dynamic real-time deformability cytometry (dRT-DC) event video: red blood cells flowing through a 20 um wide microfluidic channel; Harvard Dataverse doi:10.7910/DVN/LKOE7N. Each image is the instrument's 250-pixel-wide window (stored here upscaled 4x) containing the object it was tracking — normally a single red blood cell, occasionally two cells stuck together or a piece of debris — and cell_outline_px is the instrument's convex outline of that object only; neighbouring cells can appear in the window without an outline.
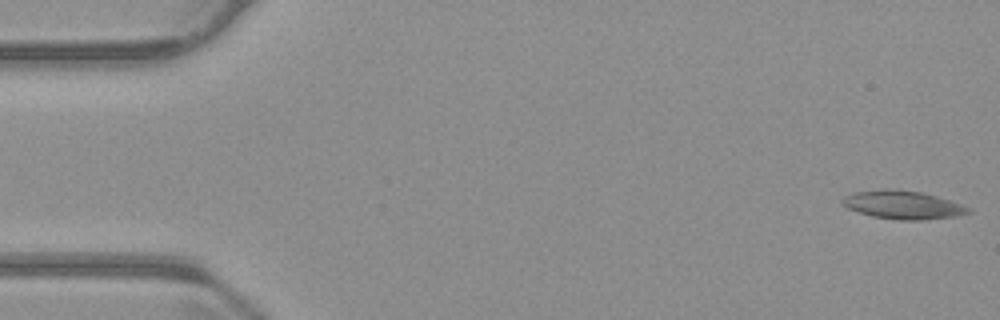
{"species": "common noctule bat (a hibernating species)", "species_latin": "Nyctalus noctula", "temperature_condition": "warm", "stored_images_in_passage": 55, "camera_frame_rate_fps": 3000, "um_per_image_px": 0.085, "animal": {"sex": "male", "body_mass_g": 23.1, "forearm_length_mm": 52.7}, "frame": {"image": 1, "passage_image": 1, "time_ms": 0.0, "image_size_px": [1000, 320], "cell_outline_px": [[972, 212], [956, 216], [924, 220], [900, 220], [872, 216], [848, 208], [840, 204], [840, 200], [844, 196], [856, 192], [884, 188], [920, 192], [936, 196], [972, 208]], "centroid_in_image_um": [76.73, 17.42], "position_along_channel_um": 8.3, "area_um2": 20.69}}
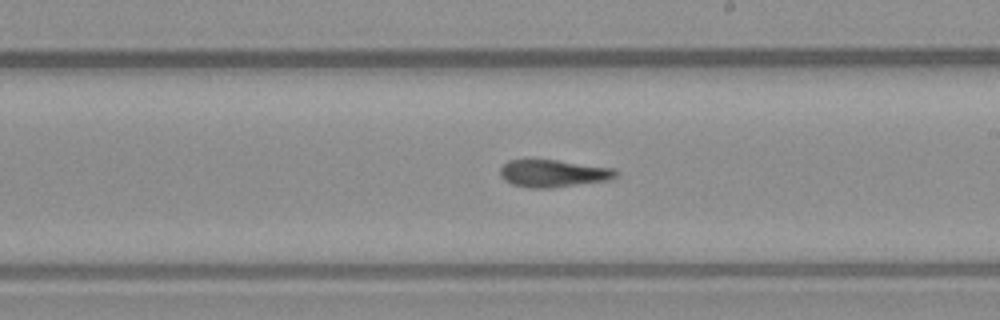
{"frame": {"image": 2, "passage_image": 31, "time_ms": 10.0, "image_size_px": [1000, 320], "cell_outline_px": [[620, 176], [608, 180], [552, 188], [528, 188], [512, 184], [504, 180], [500, 176], [500, 168], [508, 160], [556, 160], [616, 168], [620, 172]], "centroid_in_image_um": [47.07, 14.74], "position_along_channel_um": 241.9, "area_um2": 18.67}}
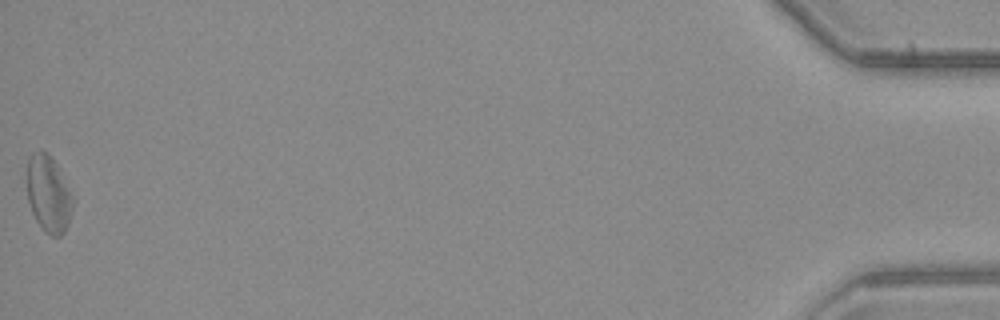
{"frame": {"image": 3, "passage_image": 55, "time_ms": 18.0, "image_size_px": [1000, 320], "cell_outline_px": [[72, 208], [64, 232], [60, 236], [52, 236], [44, 232], [36, 220], [32, 212], [28, 200], [28, 156], [32, 152], [40, 148], [52, 160], [72, 196]], "centroid_in_image_um": [4.08, 16.51], "position_along_channel_um": 431.1, "area_um2": 19.71}, "authors_computed_cell_mechanics": {"area_um2": 19.1318, "velocity_mm_per_s": 3.7219, "shape_relaxation_time_tau1_ms": null, "shape_relaxation_time_tau2_ms": 4.6148, "deformation_change_tau1": null, "deformation_change_tau2": 0.1553}}